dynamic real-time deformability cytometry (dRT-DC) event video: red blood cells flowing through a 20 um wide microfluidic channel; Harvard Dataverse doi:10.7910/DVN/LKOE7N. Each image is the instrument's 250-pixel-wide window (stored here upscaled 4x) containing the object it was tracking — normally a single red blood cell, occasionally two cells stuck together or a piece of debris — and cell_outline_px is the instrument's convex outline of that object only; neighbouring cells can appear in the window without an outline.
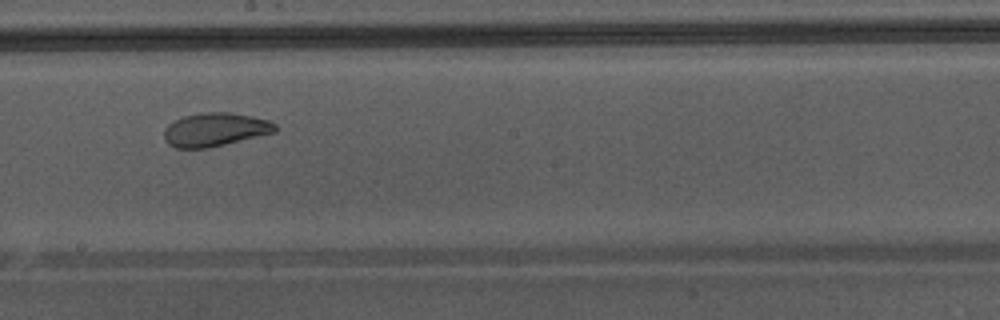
{"species": "Egyptian fruit bat (a non-hibernating species)", "species_latin": "Rousettus aegyptiacus", "temperature_condition": "warm", "stored_images_in_passage": 34, "camera_frame_rate_fps": 3000, "um_per_image_px": 0.085, "animal": {"sex": "male"}, "frame": {"image": 1, "passage_image": 15, "time_ms": 4.667, "image_size_px": [1000, 320], "cell_outline_px": [[276, 132], [208, 148], [176, 148], [168, 144], [164, 140], [164, 128], [172, 120], [184, 116], [200, 112], [232, 112], [252, 116], [268, 120], [276, 124]], "centroid_in_image_um": [18.25, 11.0], "position_along_channel_um": 230.0, "area_um2": 21.91}, "authors_computed_cell_mechanics": {"area_um2": 23.3223, "velocity_mm_per_s": 4.36, "shape_relaxation_time_tau1_ms": 6.3434, "shape_relaxation_time_tau2_ms": 1.42, "deformation_change_tau1": 0.1796, "deformation_change_tau2": 0.0599}}